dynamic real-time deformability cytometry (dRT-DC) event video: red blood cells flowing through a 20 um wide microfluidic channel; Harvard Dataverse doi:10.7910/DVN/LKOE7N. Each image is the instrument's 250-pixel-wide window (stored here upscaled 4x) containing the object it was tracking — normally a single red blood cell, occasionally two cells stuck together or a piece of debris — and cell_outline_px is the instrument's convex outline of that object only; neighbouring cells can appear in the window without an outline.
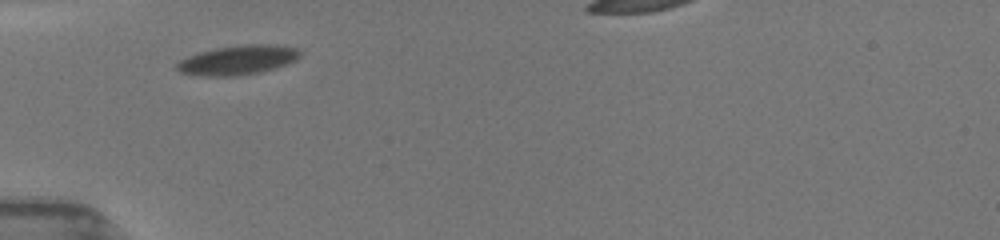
{"species": "common noctule bat (a hibernating species)", "species_latin": "Nyctalus noctula", "temperature_condition": "room temperature", "stored_images_in_passage": 24, "camera_frame_rate_fps": 3000, "um_per_image_px": 0.085, "animal": {"sex": "female", "body_mass_g": 19.5, "forearm_length_mm": 54.1}, "frame": {"image": 1, "passage_image": 1, "time_ms": 0.0, "image_size_px": [1000, 240], "cell_outline_px": [[300, 56], [296, 60], [288, 64], [260, 72], [236, 76], [204, 76], [180, 72], [176, 68], [176, 64], [180, 60], [196, 52], [216, 48], [244, 44], [272, 44], [296, 48], [300, 52]], "centroid_in_image_um": [20.2, 5.1], "position_along_channel_um": 64.8, "area_um2": 21.15}}
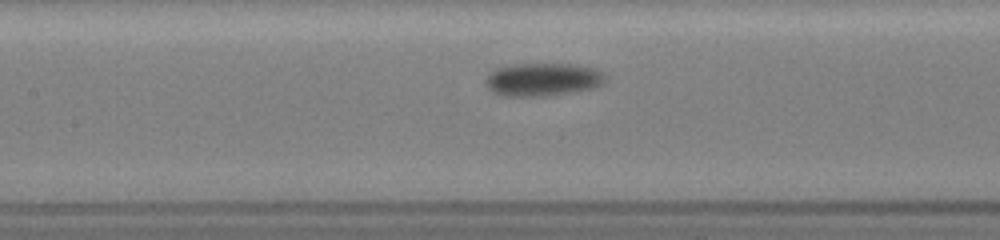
{"frame": {"image": 2, "passage_image": 10, "time_ms": 2.667, "image_size_px": [1000, 240], "cell_outline_px": [[608, 76], [600, 84], [592, 88], [572, 92], [544, 96], [504, 96], [492, 92], [484, 84], [484, 80], [488, 72], [496, 68], [512, 64], [568, 64], [592, 68]], "centroid_in_image_um": [46.04, 6.76], "position_along_channel_um": 161.4, "area_um2": 23.06}}
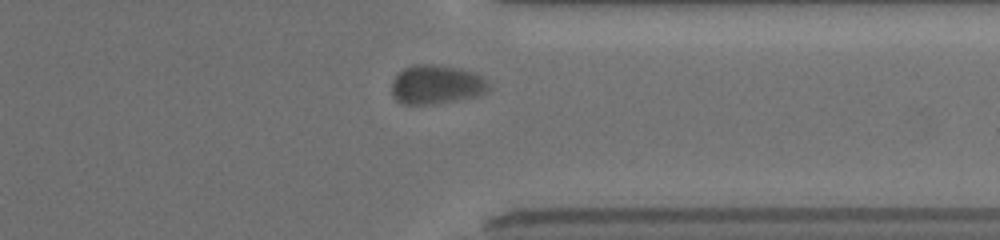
{"frame": {"image": 3, "passage_image": 20, "time_ms": 8.333, "image_size_px": [1000, 240], "cell_outline_px": [[488, 88], [484, 92], [476, 96], [436, 104], [404, 104], [396, 100], [392, 96], [392, 80], [404, 68], [412, 64], [432, 64], [460, 68], [476, 72], [488, 84]], "centroid_in_image_um": [37.05, 7.18], "position_along_channel_um": 374.3, "area_um2": 22.02}}